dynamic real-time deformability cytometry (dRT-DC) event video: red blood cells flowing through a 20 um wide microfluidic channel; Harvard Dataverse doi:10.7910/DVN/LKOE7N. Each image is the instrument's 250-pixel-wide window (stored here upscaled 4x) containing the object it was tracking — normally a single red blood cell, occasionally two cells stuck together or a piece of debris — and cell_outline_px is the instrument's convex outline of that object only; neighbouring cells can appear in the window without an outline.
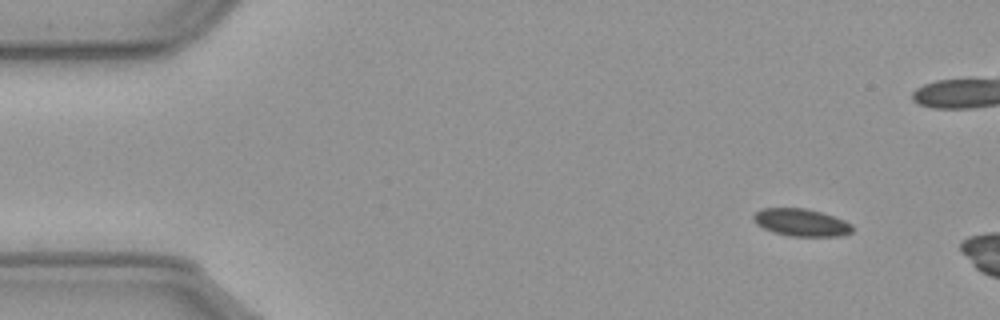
{"species": "common noctule bat (a hibernating species)", "species_latin": "Nyctalus noctula", "temperature_condition": "cold", "stored_images_in_passage": 6, "camera_frame_rate_fps": 3000, "um_per_image_px": 0.085, "animal": {"sex": "male", "body_mass_g": 23.1, "forearm_length_mm": 52.7}, "frame": {"image": 1, "passage_image": 1, "time_ms": 0.0, "image_size_px": [1000, 320], "cell_outline_px": [[852, 232], [844, 236], [792, 236], [776, 232], [764, 228], [756, 224], [752, 216], [756, 212], [764, 208], [804, 208], [820, 212], [844, 220], [852, 224]], "centroid_in_image_um": [68.12, 18.91], "position_along_channel_um": 16.9, "area_um2": 15.61}}